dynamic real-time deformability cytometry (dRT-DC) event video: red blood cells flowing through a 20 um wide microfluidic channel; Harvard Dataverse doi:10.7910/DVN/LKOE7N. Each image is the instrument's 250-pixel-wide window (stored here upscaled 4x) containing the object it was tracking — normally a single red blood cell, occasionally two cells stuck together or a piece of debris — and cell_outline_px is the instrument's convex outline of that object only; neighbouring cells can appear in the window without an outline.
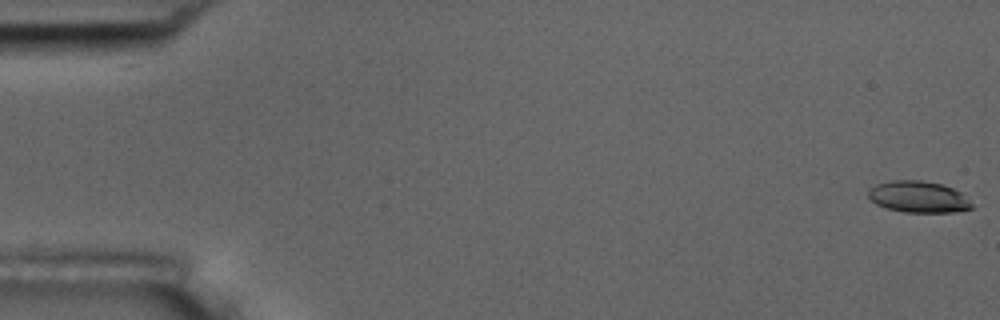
{"species": "common noctule bat (a hibernating species)", "species_latin": "Nyctalus noctula", "temperature_condition": "room temperature", "stored_images_in_passage": 4, "camera_frame_rate_fps": 3000, "um_per_image_px": 0.085, "animal": {"sex": "male", "body_mass_g": 17.5, "forearm_length_mm": 52.3}, "frame": {"image": 1, "passage_image": 1, "time_ms": 0.0, "image_size_px": [1000, 320], "cell_outline_px": [[972, 208], [952, 212], [904, 212], [888, 208], [876, 204], [868, 196], [868, 188], [876, 184], [892, 180], [920, 180], [940, 184], [952, 188], [960, 192], [972, 204]], "centroid_in_image_um": [78.02, 16.73], "position_along_channel_um": 7.0, "area_um2": 18.79}}